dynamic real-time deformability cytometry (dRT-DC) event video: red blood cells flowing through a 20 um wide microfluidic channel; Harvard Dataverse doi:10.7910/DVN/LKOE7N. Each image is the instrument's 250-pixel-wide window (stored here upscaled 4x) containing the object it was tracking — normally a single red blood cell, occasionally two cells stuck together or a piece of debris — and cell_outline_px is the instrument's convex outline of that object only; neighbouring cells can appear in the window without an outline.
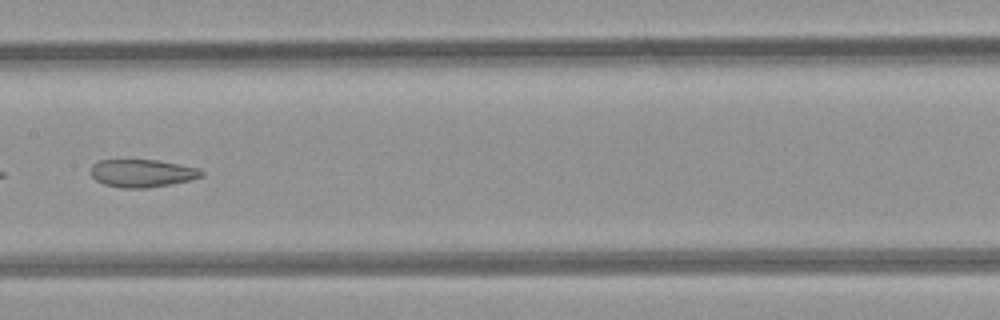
{"species": "common noctule bat (a hibernating species)", "species_latin": "Nyctalus noctula", "temperature_condition": "room temperature", "stored_images_in_passage": 35, "camera_frame_rate_fps": 3000, "um_per_image_px": 0.085, "animal": {"sex": "female", "body_mass_g": 21.9}, "frame": {"image": 1, "passage_image": 11, "time_ms": 3.333, "image_size_px": [1000, 320], "cell_outline_px": [[204, 176], [172, 184], [148, 188], [120, 188], [104, 184], [96, 180], [92, 176], [92, 164], [100, 160], [156, 160], [200, 168], [204, 172]], "centroid_in_image_um": [12.11, 14.73], "position_along_channel_um": 195.3, "area_um2": 17.92}, "authors_computed_cell_mechanics": {"area_um2": 19.7676, "velocity_mm_per_s": 4.2183, "shape_relaxation_time_tau1_ms": null, "shape_relaxation_time_tau2_ms": 1.9722, "deformation_change_tau1": null, "deformation_change_tau2": 0.0941}}